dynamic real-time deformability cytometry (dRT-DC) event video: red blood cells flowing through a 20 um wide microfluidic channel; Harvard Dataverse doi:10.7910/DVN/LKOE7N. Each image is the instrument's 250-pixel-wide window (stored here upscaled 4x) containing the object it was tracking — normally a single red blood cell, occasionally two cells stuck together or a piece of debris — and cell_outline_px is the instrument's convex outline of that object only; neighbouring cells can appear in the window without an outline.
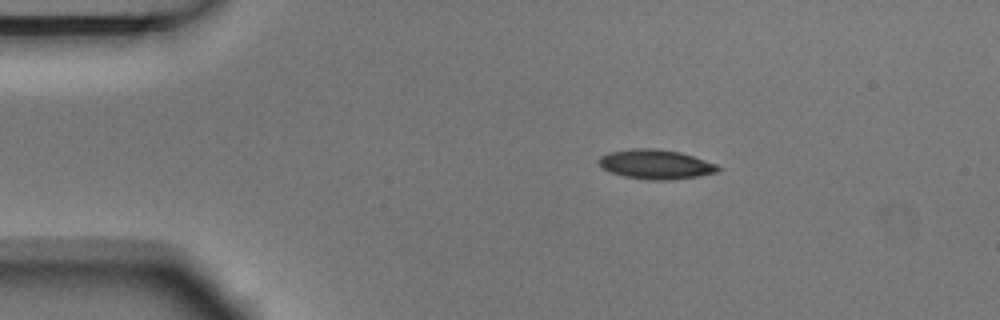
{"species": "Egyptian fruit bat (a non-hibernating species)", "species_latin": "Rousettus aegyptiacus", "temperature_condition": "room temperature", "stored_images_in_passage": 4, "camera_frame_rate_fps": 3000, "um_per_image_px": 0.085, "animal": {"sex": "male"}, "frame": {"image": 1, "passage_image": 1, "time_ms": 0.0, "image_size_px": [1000, 320], "cell_outline_px": [[720, 168], [716, 172], [696, 176], [672, 180], [648, 180], [624, 176], [612, 172], [604, 168], [596, 160], [600, 156], [608, 152], [632, 148], [656, 148], [680, 152], [716, 164]], "centroid_in_image_um": [55.7, 13.96], "position_along_channel_um": 29.3, "area_um2": 20.35}}
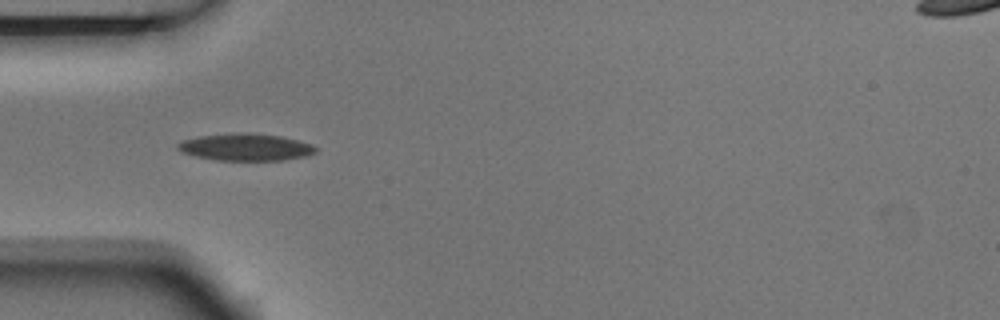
{"frame": {"image": 2, "passage_image": 3, "time_ms": 0.667, "image_size_px": [1000, 320], "cell_outline_px": [[316, 152], [308, 156], [284, 160], [216, 160], [196, 156], [184, 152], [176, 148], [176, 144], [184, 140], [200, 136], [236, 132], [248, 132], [280, 136], [312, 144], [316, 148]], "centroid_in_image_um": [20.9, 12.5], "position_along_channel_um": 64.1, "area_um2": 21.73}}
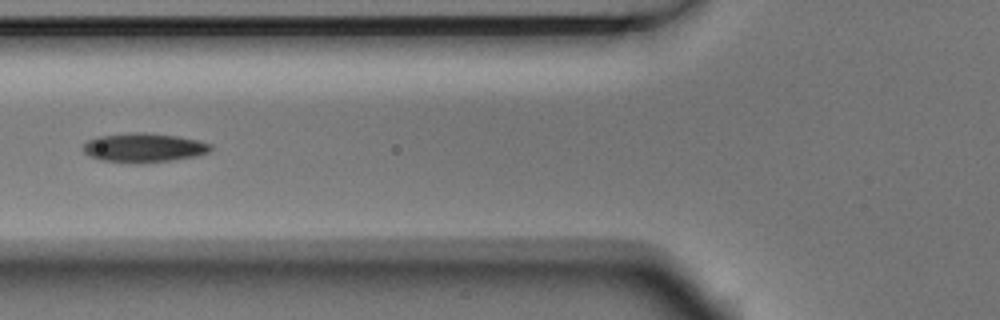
{"frame": {"image": 3, "passage_image": 4, "time_ms": 1.0, "image_size_px": [1000, 320], "cell_outline_px": [[212, 148], [208, 152], [196, 156], [172, 160], [100, 160], [88, 156], [84, 152], [84, 144], [88, 140], [96, 136], [132, 132], [144, 132], [176, 136], [200, 140], [212, 144]], "centroid_in_image_um": [12.24, 12.5], "position_along_channel_um": 113.6, "area_um2": 20.87}}